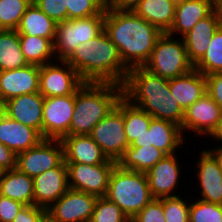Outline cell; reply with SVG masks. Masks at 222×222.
<instances>
[{
	"label": "cell",
	"instance_id": "cell-24",
	"mask_svg": "<svg viewBox=\"0 0 222 222\" xmlns=\"http://www.w3.org/2000/svg\"><path fill=\"white\" fill-rule=\"evenodd\" d=\"M168 84L172 96L184 111L207 93L206 76L195 68L186 74L169 79Z\"/></svg>",
	"mask_w": 222,
	"mask_h": 222
},
{
	"label": "cell",
	"instance_id": "cell-31",
	"mask_svg": "<svg viewBox=\"0 0 222 222\" xmlns=\"http://www.w3.org/2000/svg\"><path fill=\"white\" fill-rule=\"evenodd\" d=\"M19 41L28 64L43 66L56 60L53 43L48 38L19 35Z\"/></svg>",
	"mask_w": 222,
	"mask_h": 222
},
{
	"label": "cell",
	"instance_id": "cell-3",
	"mask_svg": "<svg viewBox=\"0 0 222 222\" xmlns=\"http://www.w3.org/2000/svg\"><path fill=\"white\" fill-rule=\"evenodd\" d=\"M65 61L84 82L122 86L129 71L123 64L116 45L104 30L95 38L79 44Z\"/></svg>",
	"mask_w": 222,
	"mask_h": 222
},
{
	"label": "cell",
	"instance_id": "cell-20",
	"mask_svg": "<svg viewBox=\"0 0 222 222\" xmlns=\"http://www.w3.org/2000/svg\"><path fill=\"white\" fill-rule=\"evenodd\" d=\"M196 163V177L199 182L200 200L222 205V172L216 157L208 148L200 151Z\"/></svg>",
	"mask_w": 222,
	"mask_h": 222
},
{
	"label": "cell",
	"instance_id": "cell-26",
	"mask_svg": "<svg viewBox=\"0 0 222 222\" xmlns=\"http://www.w3.org/2000/svg\"><path fill=\"white\" fill-rule=\"evenodd\" d=\"M132 10L162 33H167L174 21L176 3L171 0H141Z\"/></svg>",
	"mask_w": 222,
	"mask_h": 222
},
{
	"label": "cell",
	"instance_id": "cell-46",
	"mask_svg": "<svg viewBox=\"0 0 222 222\" xmlns=\"http://www.w3.org/2000/svg\"><path fill=\"white\" fill-rule=\"evenodd\" d=\"M210 138L222 142V117L219 123L217 124L215 130L212 132V134L209 136ZM222 144V143H221ZM222 146V145H220Z\"/></svg>",
	"mask_w": 222,
	"mask_h": 222
},
{
	"label": "cell",
	"instance_id": "cell-15",
	"mask_svg": "<svg viewBox=\"0 0 222 222\" xmlns=\"http://www.w3.org/2000/svg\"><path fill=\"white\" fill-rule=\"evenodd\" d=\"M44 97L35 92L12 97L0 105V110L11 119L37 130L43 137Z\"/></svg>",
	"mask_w": 222,
	"mask_h": 222
},
{
	"label": "cell",
	"instance_id": "cell-11",
	"mask_svg": "<svg viewBox=\"0 0 222 222\" xmlns=\"http://www.w3.org/2000/svg\"><path fill=\"white\" fill-rule=\"evenodd\" d=\"M64 160L61 140L43 139L37 146L17 154L16 168L34 178Z\"/></svg>",
	"mask_w": 222,
	"mask_h": 222
},
{
	"label": "cell",
	"instance_id": "cell-7",
	"mask_svg": "<svg viewBox=\"0 0 222 222\" xmlns=\"http://www.w3.org/2000/svg\"><path fill=\"white\" fill-rule=\"evenodd\" d=\"M105 14L66 20L56 24L53 42L56 61L66 60L82 42L95 38L104 30Z\"/></svg>",
	"mask_w": 222,
	"mask_h": 222
},
{
	"label": "cell",
	"instance_id": "cell-23",
	"mask_svg": "<svg viewBox=\"0 0 222 222\" xmlns=\"http://www.w3.org/2000/svg\"><path fill=\"white\" fill-rule=\"evenodd\" d=\"M221 26L215 11L199 20L182 39L186 46L188 58L195 66L205 55L212 35Z\"/></svg>",
	"mask_w": 222,
	"mask_h": 222
},
{
	"label": "cell",
	"instance_id": "cell-49",
	"mask_svg": "<svg viewBox=\"0 0 222 222\" xmlns=\"http://www.w3.org/2000/svg\"><path fill=\"white\" fill-rule=\"evenodd\" d=\"M6 169L0 164V179L5 175Z\"/></svg>",
	"mask_w": 222,
	"mask_h": 222
},
{
	"label": "cell",
	"instance_id": "cell-14",
	"mask_svg": "<svg viewBox=\"0 0 222 222\" xmlns=\"http://www.w3.org/2000/svg\"><path fill=\"white\" fill-rule=\"evenodd\" d=\"M184 141L185 137L181 126L168 120L152 118L149 129L137 137L130 146L144 147L153 145L166 155H171L185 144Z\"/></svg>",
	"mask_w": 222,
	"mask_h": 222
},
{
	"label": "cell",
	"instance_id": "cell-1",
	"mask_svg": "<svg viewBox=\"0 0 222 222\" xmlns=\"http://www.w3.org/2000/svg\"><path fill=\"white\" fill-rule=\"evenodd\" d=\"M104 31L116 45L123 64L128 68L143 67L162 32L133 10L106 7Z\"/></svg>",
	"mask_w": 222,
	"mask_h": 222
},
{
	"label": "cell",
	"instance_id": "cell-16",
	"mask_svg": "<svg viewBox=\"0 0 222 222\" xmlns=\"http://www.w3.org/2000/svg\"><path fill=\"white\" fill-rule=\"evenodd\" d=\"M222 111L206 93L186 111L181 125L182 132L192 131L195 135L210 136L221 120Z\"/></svg>",
	"mask_w": 222,
	"mask_h": 222
},
{
	"label": "cell",
	"instance_id": "cell-30",
	"mask_svg": "<svg viewBox=\"0 0 222 222\" xmlns=\"http://www.w3.org/2000/svg\"><path fill=\"white\" fill-rule=\"evenodd\" d=\"M116 108L123 114L125 135L128 144L131 145L137 137L149 129L153 117L141 108L131 104L123 96L118 101Z\"/></svg>",
	"mask_w": 222,
	"mask_h": 222
},
{
	"label": "cell",
	"instance_id": "cell-44",
	"mask_svg": "<svg viewBox=\"0 0 222 222\" xmlns=\"http://www.w3.org/2000/svg\"><path fill=\"white\" fill-rule=\"evenodd\" d=\"M17 154L0 142V164L6 170L16 169Z\"/></svg>",
	"mask_w": 222,
	"mask_h": 222
},
{
	"label": "cell",
	"instance_id": "cell-9",
	"mask_svg": "<svg viewBox=\"0 0 222 222\" xmlns=\"http://www.w3.org/2000/svg\"><path fill=\"white\" fill-rule=\"evenodd\" d=\"M40 66L39 93L44 97L73 95L85 83L65 60Z\"/></svg>",
	"mask_w": 222,
	"mask_h": 222
},
{
	"label": "cell",
	"instance_id": "cell-28",
	"mask_svg": "<svg viewBox=\"0 0 222 222\" xmlns=\"http://www.w3.org/2000/svg\"><path fill=\"white\" fill-rule=\"evenodd\" d=\"M56 24L32 1L22 16L17 32L19 35L48 38L53 43Z\"/></svg>",
	"mask_w": 222,
	"mask_h": 222
},
{
	"label": "cell",
	"instance_id": "cell-27",
	"mask_svg": "<svg viewBox=\"0 0 222 222\" xmlns=\"http://www.w3.org/2000/svg\"><path fill=\"white\" fill-rule=\"evenodd\" d=\"M0 195L19 201L24 205L34 204L33 178L17 168L7 170L0 179Z\"/></svg>",
	"mask_w": 222,
	"mask_h": 222
},
{
	"label": "cell",
	"instance_id": "cell-32",
	"mask_svg": "<svg viewBox=\"0 0 222 222\" xmlns=\"http://www.w3.org/2000/svg\"><path fill=\"white\" fill-rule=\"evenodd\" d=\"M28 65L20 46L17 30L0 29V71Z\"/></svg>",
	"mask_w": 222,
	"mask_h": 222
},
{
	"label": "cell",
	"instance_id": "cell-34",
	"mask_svg": "<svg viewBox=\"0 0 222 222\" xmlns=\"http://www.w3.org/2000/svg\"><path fill=\"white\" fill-rule=\"evenodd\" d=\"M32 0H0V29L17 30Z\"/></svg>",
	"mask_w": 222,
	"mask_h": 222
},
{
	"label": "cell",
	"instance_id": "cell-51",
	"mask_svg": "<svg viewBox=\"0 0 222 222\" xmlns=\"http://www.w3.org/2000/svg\"><path fill=\"white\" fill-rule=\"evenodd\" d=\"M171 1H173V2H175L177 4V3L182 2L184 0H171Z\"/></svg>",
	"mask_w": 222,
	"mask_h": 222
},
{
	"label": "cell",
	"instance_id": "cell-40",
	"mask_svg": "<svg viewBox=\"0 0 222 222\" xmlns=\"http://www.w3.org/2000/svg\"><path fill=\"white\" fill-rule=\"evenodd\" d=\"M133 219L135 222H165L162 199L153 198Z\"/></svg>",
	"mask_w": 222,
	"mask_h": 222
},
{
	"label": "cell",
	"instance_id": "cell-17",
	"mask_svg": "<svg viewBox=\"0 0 222 222\" xmlns=\"http://www.w3.org/2000/svg\"><path fill=\"white\" fill-rule=\"evenodd\" d=\"M33 184L34 205L47 210L69 189L65 161L34 177Z\"/></svg>",
	"mask_w": 222,
	"mask_h": 222
},
{
	"label": "cell",
	"instance_id": "cell-43",
	"mask_svg": "<svg viewBox=\"0 0 222 222\" xmlns=\"http://www.w3.org/2000/svg\"><path fill=\"white\" fill-rule=\"evenodd\" d=\"M206 91L222 111V71L206 76Z\"/></svg>",
	"mask_w": 222,
	"mask_h": 222
},
{
	"label": "cell",
	"instance_id": "cell-25",
	"mask_svg": "<svg viewBox=\"0 0 222 222\" xmlns=\"http://www.w3.org/2000/svg\"><path fill=\"white\" fill-rule=\"evenodd\" d=\"M213 11V0H184L176 4L173 24L167 34H187L201 19Z\"/></svg>",
	"mask_w": 222,
	"mask_h": 222
},
{
	"label": "cell",
	"instance_id": "cell-21",
	"mask_svg": "<svg viewBox=\"0 0 222 222\" xmlns=\"http://www.w3.org/2000/svg\"><path fill=\"white\" fill-rule=\"evenodd\" d=\"M65 163L96 165L117 163L109 160L90 135H67L62 140Z\"/></svg>",
	"mask_w": 222,
	"mask_h": 222
},
{
	"label": "cell",
	"instance_id": "cell-5",
	"mask_svg": "<svg viewBox=\"0 0 222 222\" xmlns=\"http://www.w3.org/2000/svg\"><path fill=\"white\" fill-rule=\"evenodd\" d=\"M105 197L128 218L137 215L153 199L146 173L125 170L118 164L110 175Z\"/></svg>",
	"mask_w": 222,
	"mask_h": 222
},
{
	"label": "cell",
	"instance_id": "cell-33",
	"mask_svg": "<svg viewBox=\"0 0 222 222\" xmlns=\"http://www.w3.org/2000/svg\"><path fill=\"white\" fill-rule=\"evenodd\" d=\"M194 68L205 76L222 71V26L212 35L205 55Z\"/></svg>",
	"mask_w": 222,
	"mask_h": 222
},
{
	"label": "cell",
	"instance_id": "cell-37",
	"mask_svg": "<svg viewBox=\"0 0 222 222\" xmlns=\"http://www.w3.org/2000/svg\"><path fill=\"white\" fill-rule=\"evenodd\" d=\"M127 219L117 204L110 202L106 197H99L95 201L89 222H124Z\"/></svg>",
	"mask_w": 222,
	"mask_h": 222
},
{
	"label": "cell",
	"instance_id": "cell-47",
	"mask_svg": "<svg viewBox=\"0 0 222 222\" xmlns=\"http://www.w3.org/2000/svg\"><path fill=\"white\" fill-rule=\"evenodd\" d=\"M213 10L222 26V0H213Z\"/></svg>",
	"mask_w": 222,
	"mask_h": 222
},
{
	"label": "cell",
	"instance_id": "cell-13",
	"mask_svg": "<svg viewBox=\"0 0 222 222\" xmlns=\"http://www.w3.org/2000/svg\"><path fill=\"white\" fill-rule=\"evenodd\" d=\"M75 94L46 97L43 105V139L62 140L70 135Z\"/></svg>",
	"mask_w": 222,
	"mask_h": 222
},
{
	"label": "cell",
	"instance_id": "cell-42",
	"mask_svg": "<svg viewBox=\"0 0 222 222\" xmlns=\"http://www.w3.org/2000/svg\"><path fill=\"white\" fill-rule=\"evenodd\" d=\"M24 206L19 201L0 195V222H13Z\"/></svg>",
	"mask_w": 222,
	"mask_h": 222
},
{
	"label": "cell",
	"instance_id": "cell-6",
	"mask_svg": "<svg viewBox=\"0 0 222 222\" xmlns=\"http://www.w3.org/2000/svg\"><path fill=\"white\" fill-rule=\"evenodd\" d=\"M167 33L157 39L149 61L143 66L154 75L173 79L194 69L183 39Z\"/></svg>",
	"mask_w": 222,
	"mask_h": 222
},
{
	"label": "cell",
	"instance_id": "cell-48",
	"mask_svg": "<svg viewBox=\"0 0 222 222\" xmlns=\"http://www.w3.org/2000/svg\"><path fill=\"white\" fill-rule=\"evenodd\" d=\"M215 157L216 160L218 161V166L219 169L222 172V146L216 147L214 149H208Z\"/></svg>",
	"mask_w": 222,
	"mask_h": 222
},
{
	"label": "cell",
	"instance_id": "cell-4",
	"mask_svg": "<svg viewBox=\"0 0 222 222\" xmlns=\"http://www.w3.org/2000/svg\"><path fill=\"white\" fill-rule=\"evenodd\" d=\"M123 96V88L113 83L85 82L75 93L70 135H89Z\"/></svg>",
	"mask_w": 222,
	"mask_h": 222
},
{
	"label": "cell",
	"instance_id": "cell-12",
	"mask_svg": "<svg viewBox=\"0 0 222 222\" xmlns=\"http://www.w3.org/2000/svg\"><path fill=\"white\" fill-rule=\"evenodd\" d=\"M97 197L68 189L46 210L47 222H89Z\"/></svg>",
	"mask_w": 222,
	"mask_h": 222
},
{
	"label": "cell",
	"instance_id": "cell-41",
	"mask_svg": "<svg viewBox=\"0 0 222 222\" xmlns=\"http://www.w3.org/2000/svg\"><path fill=\"white\" fill-rule=\"evenodd\" d=\"M13 222H47L46 210L34 204L25 205Z\"/></svg>",
	"mask_w": 222,
	"mask_h": 222
},
{
	"label": "cell",
	"instance_id": "cell-38",
	"mask_svg": "<svg viewBox=\"0 0 222 222\" xmlns=\"http://www.w3.org/2000/svg\"><path fill=\"white\" fill-rule=\"evenodd\" d=\"M165 222H189L190 203L182 196L163 197Z\"/></svg>",
	"mask_w": 222,
	"mask_h": 222
},
{
	"label": "cell",
	"instance_id": "cell-29",
	"mask_svg": "<svg viewBox=\"0 0 222 222\" xmlns=\"http://www.w3.org/2000/svg\"><path fill=\"white\" fill-rule=\"evenodd\" d=\"M166 154L153 145L142 147L128 146L117 164L125 170L146 173Z\"/></svg>",
	"mask_w": 222,
	"mask_h": 222
},
{
	"label": "cell",
	"instance_id": "cell-19",
	"mask_svg": "<svg viewBox=\"0 0 222 222\" xmlns=\"http://www.w3.org/2000/svg\"><path fill=\"white\" fill-rule=\"evenodd\" d=\"M175 153L165 155L146 172L149 188L153 198L178 196L175 192L182 172ZM175 190V191H174Z\"/></svg>",
	"mask_w": 222,
	"mask_h": 222
},
{
	"label": "cell",
	"instance_id": "cell-8",
	"mask_svg": "<svg viewBox=\"0 0 222 222\" xmlns=\"http://www.w3.org/2000/svg\"><path fill=\"white\" fill-rule=\"evenodd\" d=\"M117 163H101L96 165L82 163H66L68 186L70 189L91 195L105 197L109 178Z\"/></svg>",
	"mask_w": 222,
	"mask_h": 222
},
{
	"label": "cell",
	"instance_id": "cell-45",
	"mask_svg": "<svg viewBox=\"0 0 222 222\" xmlns=\"http://www.w3.org/2000/svg\"><path fill=\"white\" fill-rule=\"evenodd\" d=\"M141 0H105L106 7L132 10Z\"/></svg>",
	"mask_w": 222,
	"mask_h": 222
},
{
	"label": "cell",
	"instance_id": "cell-35",
	"mask_svg": "<svg viewBox=\"0 0 222 222\" xmlns=\"http://www.w3.org/2000/svg\"><path fill=\"white\" fill-rule=\"evenodd\" d=\"M197 200L190 201L189 222H222V205Z\"/></svg>",
	"mask_w": 222,
	"mask_h": 222
},
{
	"label": "cell",
	"instance_id": "cell-36",
	"mask_svg": "<svg viewBox=\"0 0 222 222\" xmlns=\"http://www.w3.org/2000/svg\"><path fill=\"white\" fill-rule=\"evenodd\" d=\"M68 20L105 14V0H66Z\"/></svg>",
	"mask_w": 222,
	"mask_h": 222
},
{
	"label": "cell",
	"instance_id": "cell-18",
	"mask_svg": "<svg viewBox=\"0 0 222 222\" xmlns=\"http://www.w3.org/2000/svg\"><path fill=\"white\" fill-rule=\"evenodd\" d=\"M39 73L40 66L33 64L0 71V105L12 97L39 92Z\"/></svg>",
	"mask_w": 222,
	"mask_h": 222
},
{
	"label": "cell",
	"instance_id": "cell-2",
	"mask_svg": "<svg viewBox=\"0 0 222 222\" xmlns=\"http://www.w3.org/2000/svg\"><path fill=\"white\" fill-rule=\"evenodd\" d=\"M122 88L125 99L153 118L182 125L185 111L172 96L167 79L144 67H134L129 69Z\"/></svg>",
	"mask_w": 222,
	"mask_h": 222
},
{
	"label": "cell",
	"instance_id": "cell-22",
	"mask_svg": "<svg viewBox=\"0 0 222 222\" xmlns=\"http://www.w3.org/2000/svg\"><path fill=\"white\" fill-rule=\"evenodd\" d=\"M42 140L37 130L11 119L0 110V142L15 154L37 146Z\"/></svg>",
	"mask_w": 222,
	"mask_h": 222
},
{
	"label": "cell",
	"instance_id": "cell-50",
	"mask_svg": "<svg viewBox=\"0 0 222 222\" xmlns=\"http://www.w3.org/2000/svg\"><path fill=\"white\" fill-rule=\"evenodd\" d=\"M124 222H135L133 218H128L126 221Z\"/></svg>",
	"mask_w": 222,
	"mask_h": 222
},
{
	"label": "cell",
	"instance_id": "cell-39",
	"mask_svg": "<svg viewBox=\"0 0 222 222\" xmlns=\"http://www.w3.org/2000/svg\"><path fill=\"white\" fill-rule=\"evenodd\" d=\"M54 22L68 20L66 0H32Z\"/></svg>",
	"mask_w": 222,
	"mask_h": 222
},
{
	"label": "cell",
	"instance_id": "cell-10",
	"mask_svg": "<svg viewBox=\"0 0 222 222\" xmlns=\"http://www.w3.org/2000/svg\"><path fill=\"white\" fill-rule=\"evenodd\" d=\"M123 114L115 107L91 131L90 137L100 146L109 160L118 162L128 144Z\"/></svg>",
	"mask_w": 222,
	"mask_h": 222
}]
</instances>
